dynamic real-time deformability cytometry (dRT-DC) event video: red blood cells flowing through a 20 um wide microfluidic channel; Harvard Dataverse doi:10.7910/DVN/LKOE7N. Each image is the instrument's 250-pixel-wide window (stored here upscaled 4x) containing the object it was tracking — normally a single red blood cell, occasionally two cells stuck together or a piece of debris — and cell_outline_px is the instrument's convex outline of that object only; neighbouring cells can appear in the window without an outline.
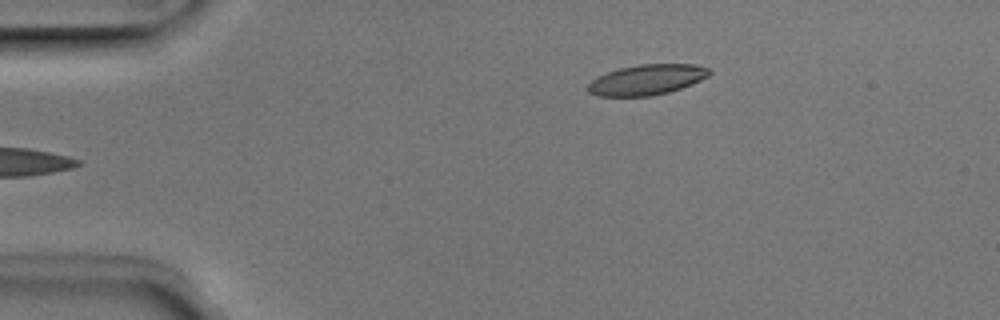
{"species": "Egyptian fruit bat (a non-hibernating species)", "species_latin": "Rousettus aegyptiacus", "temperature_condition": "room temperature", "stored_images_in_passage": 3, "camera_frame_rate_fps": 3000, "um_per_image_px": 0.085, "animal": {"sex": "male"}, "frame": {"image": 1, "passage_image": 3, "time_ms": 0.667, "image_size_px": [1000, 320], "cell_outline_px": [[712, 72], [708, 76], [692, 84], [668, 92], [652, 96], [596, 96], [588, 92], [588, 84], [596, 76], [620, 68], [640, 64], [692, 64], [708, 68]], "centroid_in_image_um": [54.96, 6.78], "position_along_channel_um": 30.0, "area_um2": 21.44}}